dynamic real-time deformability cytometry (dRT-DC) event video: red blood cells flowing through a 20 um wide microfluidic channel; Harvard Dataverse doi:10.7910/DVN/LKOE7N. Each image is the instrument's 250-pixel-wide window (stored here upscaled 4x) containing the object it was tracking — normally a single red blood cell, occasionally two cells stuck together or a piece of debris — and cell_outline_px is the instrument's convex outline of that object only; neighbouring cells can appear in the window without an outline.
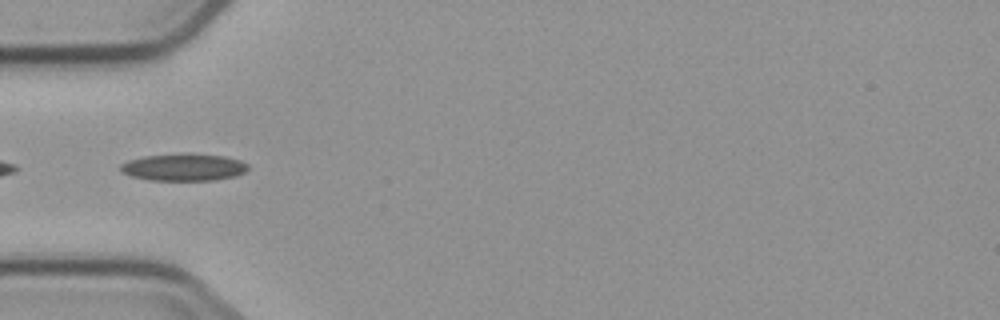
{"species": "common noctule bat (a hibernating species)", "species_latin": "Nyctalus noctula", "temperature_condition": "cold", "stored_images_in_passage": 1, "camera_frame_rate_fps": 3000, "um_per_image_px": 0.085, "animal": {"sex": "male", "body_mass_g": 23.1, "forearm_length_mm": 52.7}, "frame": {"image": 1, "passage_image": 1, "time_ms": 0.0, "image_size_px": [1000, 320], "cell_outline_px": [[248, 168], [244, 172], [236, 176], [216, 180], [148, 180], [132, 176], [120, 172], [120, 164], [128, 160], [144, 156], [188, 152], [224, 156], [240, 160], [248, 164]], "centroid_in_image_um": [15.61, 14.2], "position_along_channel_um": 69.4, "area_um2": 20.52}}